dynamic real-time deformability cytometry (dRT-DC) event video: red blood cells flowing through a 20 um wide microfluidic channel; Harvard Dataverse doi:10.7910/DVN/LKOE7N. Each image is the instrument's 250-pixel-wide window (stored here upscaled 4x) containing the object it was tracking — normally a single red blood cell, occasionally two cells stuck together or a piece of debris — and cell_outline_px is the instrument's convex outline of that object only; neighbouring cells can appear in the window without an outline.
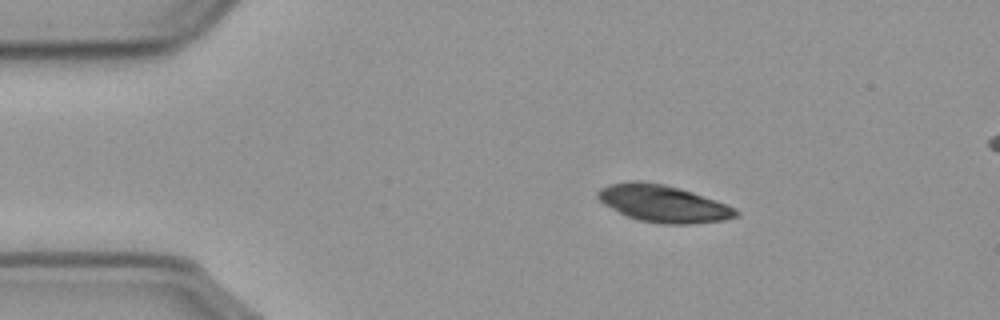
{"species": "common noctule bat (a hibernating species)", "species_latin": "Nyctalus noctula", "temperature_condition": "cold", "stored_images_in_passage": 49, "camera_frame_rate_fps": 3000, "um_per_image_px": 0.085, "animal": {"sex": "male", "body_mass_g": 23.1, "forearm_length_mm": 52.7}, "frame": {"image": 1, "passage_image": 1, "time_ms": 0.0, "image_size_px": [1000, 320], "cell_outline_px": [[740, 212], [736, 216], [724, 220], [688, 224], [660, 224], [640, 220], [628, 216], [604, 204], [596, 196], [596, 192], [600, 188], [608, 184], [628, 180], [640, 180], [664, 184], [680, 188], [728, 204], [736, 208]], "centroid_in_image_um": [56.36, 17.29], "position_along_channel_um": 28.6, "area_um2": 29.94}}
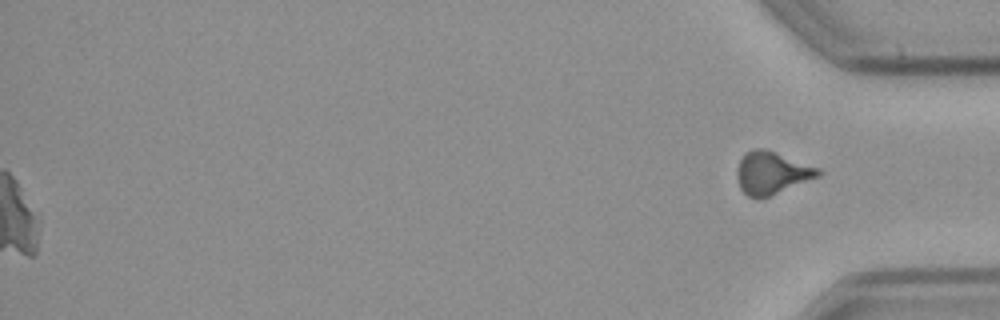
{"frame": {"image": 2, "passage_image": 49, "time_ms": 16.0, "image_size_px": [1000, 320], "cell_outline_px": [[824, 172], [820, 176], [768, 196], [748, 196], [740, 188], [736, 176], [736, 172], [740, 160], [744, 152], [752, 148], [764, 148], [820, 168]], "centroid_in_image_um": [65.6, 14.65], "position_along_channel_um": 369.6, "area_um2": 19.94}}